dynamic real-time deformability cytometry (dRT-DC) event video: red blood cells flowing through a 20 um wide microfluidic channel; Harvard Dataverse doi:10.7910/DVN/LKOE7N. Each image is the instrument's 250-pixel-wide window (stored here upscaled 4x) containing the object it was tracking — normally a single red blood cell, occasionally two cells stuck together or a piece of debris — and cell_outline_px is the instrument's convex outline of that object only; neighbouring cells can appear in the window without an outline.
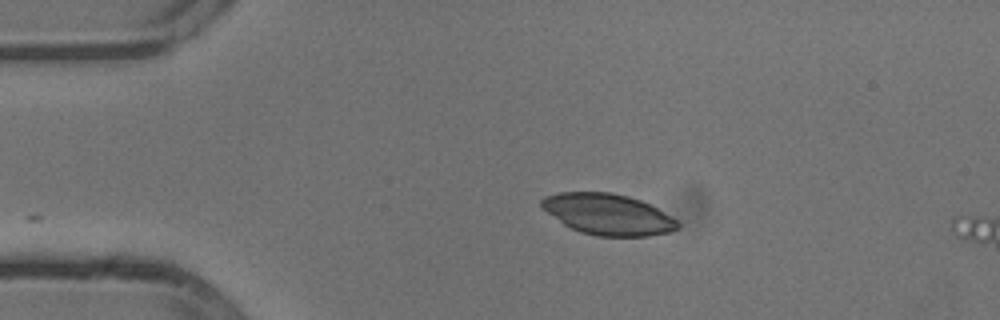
{"species": "common noctule bat (a hibernating species)", "species_latin": "Nyctalus noctula", "temperature_condition": "cold", "stored_images_in_passage": 3, "segment_of_instrument_passage": [1, 2], "camera_frame_rate_fps": 3000, "um_per_image_px": 0.085, "animal": {"sex": "male", "body_mass_g": 13.3}, "frame": {"image": 1, "passage_image": 1, "time_ms": 0.0, "image_size_px": [1000, 320], "cell_outline_px": [[680, 228], [672, 232], [648, 236], [596, 236], [580, 232], [564, 224], [540, 208], [540, 200], [544, 196], [560, 192], [612, 192], [628, 196], [640, 200], [656, 208], [676, 220], [680, 224]], "centroid_in_image_um": [51.65, 18.22], "position_along_channel_um": 33.4, "area_um2": 32.6}}